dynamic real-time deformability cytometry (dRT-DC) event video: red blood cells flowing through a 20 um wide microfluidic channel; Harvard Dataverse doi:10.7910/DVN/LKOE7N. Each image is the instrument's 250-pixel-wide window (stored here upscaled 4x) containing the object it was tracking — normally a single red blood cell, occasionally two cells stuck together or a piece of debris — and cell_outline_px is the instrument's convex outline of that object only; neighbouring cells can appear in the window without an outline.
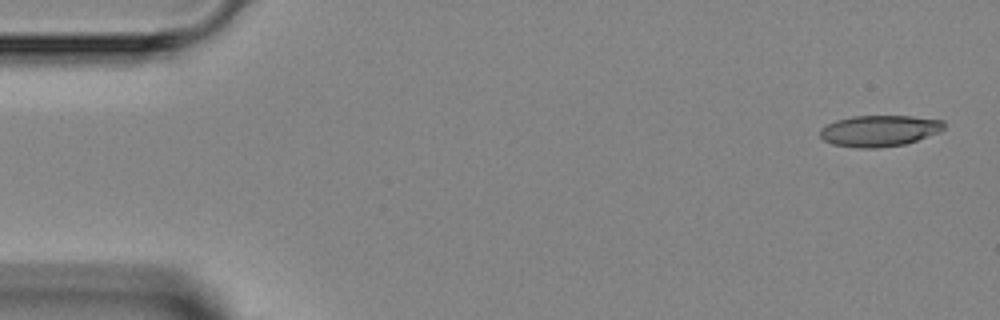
{"species": "Egyptian fruit bat (a non-hibernating species)", "species_latin": "Rousettus aegyptiacus", "temperature_condition": "room temperature", "stored_images_in_passage": 4, "segment_of_instrument_passage": [1, 2], "camera_frame_rate_fps": 3000, "um_per_image_px": 0.085, "animal": {"sex": "female"}, "frame": {"image": 1, "passage_image": 1, "time_ms": 0.0, "image_size_px": [1000, 320], "cell_outline_px": [[944, 128], [940, 132], [904, 144], [876, 148], [856, 148], [832, 144], [824, 140], [820, 136], [820, 128], [836, 120], [852, 116], [912, 116], [944, 120]], "centroid_in_image_um": [74.74, 11.11], "position_along_channel_um": 10.3, "area_um2": 22.54}}